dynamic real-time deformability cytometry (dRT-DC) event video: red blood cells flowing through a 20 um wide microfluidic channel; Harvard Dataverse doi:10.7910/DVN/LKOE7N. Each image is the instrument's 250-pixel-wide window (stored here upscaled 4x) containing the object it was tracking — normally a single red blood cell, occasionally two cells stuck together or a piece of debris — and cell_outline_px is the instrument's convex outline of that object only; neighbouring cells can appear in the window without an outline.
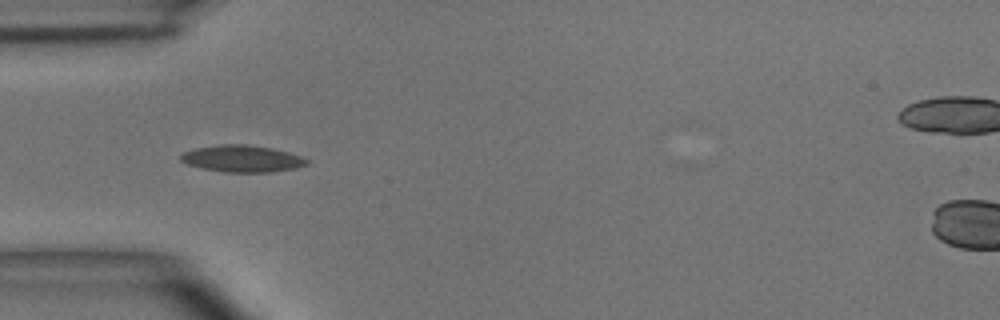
{"species": "common noctule bat (a hibernating species)", "species_latin": "Nyctalus noctula", "temperature_condition": "room temperature", "stored_images_in_passage": 36, "camera_frame_rate_fps": 3000, "um_per_image_px": 0.085, "animal": {"sex": "male", "body_mass_g": 15.6}, "frame": {"image": 1, "passage_image": 1, "time_ms": 0.0, "image_size_px": [1000, 320], "cell_outline_px": [[308, 164], [296, 168], [272, 172], [224, 172], [204, 168], [188, 164], [180, 160], [180, 156], [184, 152], [196, 148], [220, 144], [248, 144], [272, 148], [288, 152], [300, 156], [308, 160]], "centroid_in_image_um": [20.6, 13.48], "position_along_channel_um": 64.4, "area_um2": 19.59}}
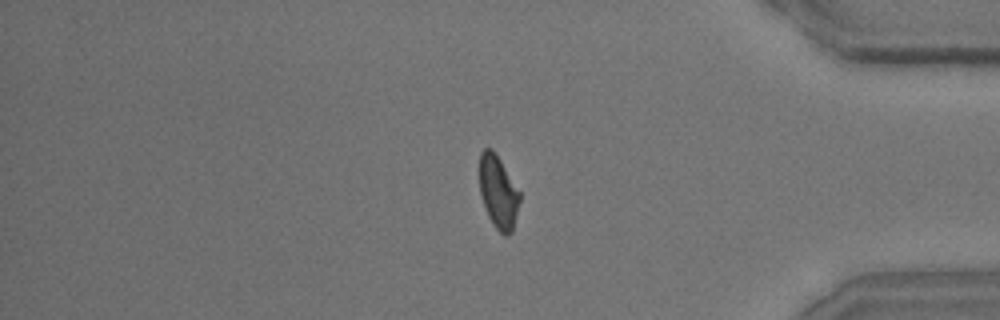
{"frame": {"image": 2, "passage_image": 28, "time_ms": 9.0, "image_size_px": [1000, 320], "cell_outline_px": [[520, 200], [512, 232], [508, 236], [504, 236], [492, 224], [488, 216], [480, 192], [480, 152], [484, 148], [492, 148], [500, 160], [520, 192]], "centroid_in_image_um": [42.35, 16.34], "position_along_channel_um": 392.8, "area_um2": 16.94}}
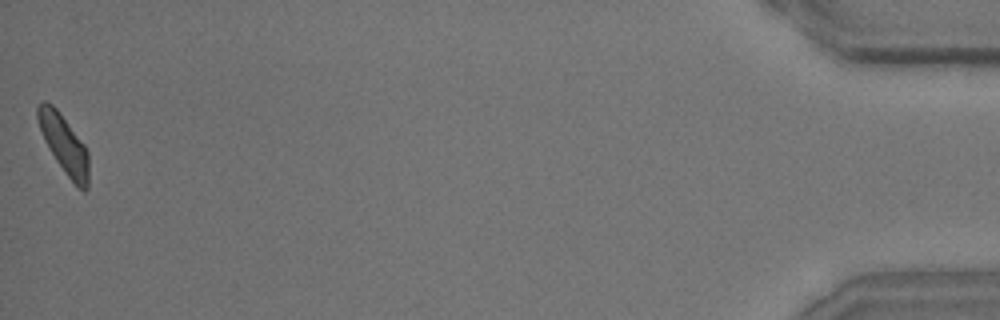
{"frame": {"image": 3, "passage_image": 36, "time_ms": 11.667, "image_size_px": [1000, 320], "cell_outline_px": [[88, 188], [84, 192], [68, 176], [56, 160], [44, 140], [36, 116], [36, 108], [44, 100], [52, 104], [56, 108], [84, 144], [88, 152]], "centroid_in_image_um": [5.43, 12.24], "position_along_channel_um": 429.8, "area_um2": 16.99}, "authors_computed_cell_mechanics": {"area_um2": 17.629, "velocity_mm_per_s": 3.9391, "shape_relaxation_time_tau1_ms": 4.084, "shape_relaxation_time_tau2_ms": 1.6287, "deformation_change_tau1": 0.1494, "deformation_change_tau2": 0.0746}}